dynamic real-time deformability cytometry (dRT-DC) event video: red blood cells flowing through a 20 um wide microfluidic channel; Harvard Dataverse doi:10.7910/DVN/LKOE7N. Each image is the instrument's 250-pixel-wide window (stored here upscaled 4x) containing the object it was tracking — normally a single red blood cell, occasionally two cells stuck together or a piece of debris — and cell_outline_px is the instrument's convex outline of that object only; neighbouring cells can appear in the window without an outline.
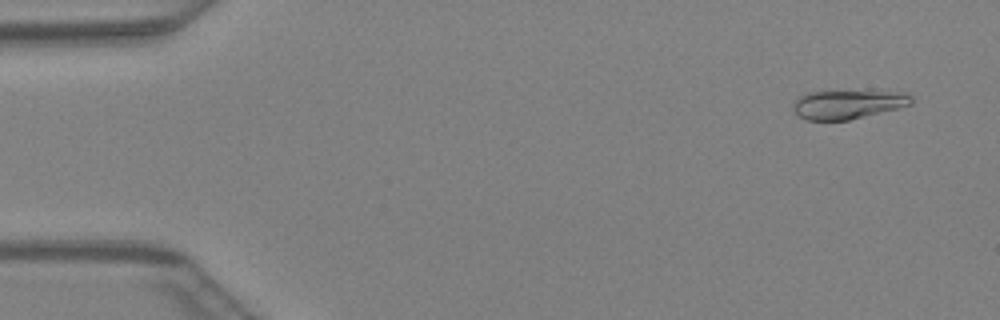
{"species": "Egyptian fruit bat (a non-hibernating species)", "species_latin": "Rousettus aegyptiacus", "temperature_condition": "warm", "stored_images_in_passage": 44, "camera_frame_rate_fps": 3000, "um_per_image_px": 0.085, "animal": {"sex": "female"}, "frame": {"image": 1, "passage_image": 1, "time_ms": 0.0, "image_size_px": [1000, 320], "cell_outline_px": [[912, 104], [900, 108], [848, 120], [808, 120], [800, 116], [792, 108], [792, 104], [804, 92], [908, 92], [912, 96]], "centroid_in_image_um": [72.09, 8.88], "position_along_channel_um": 12.9, "area_um2": 19.65}}
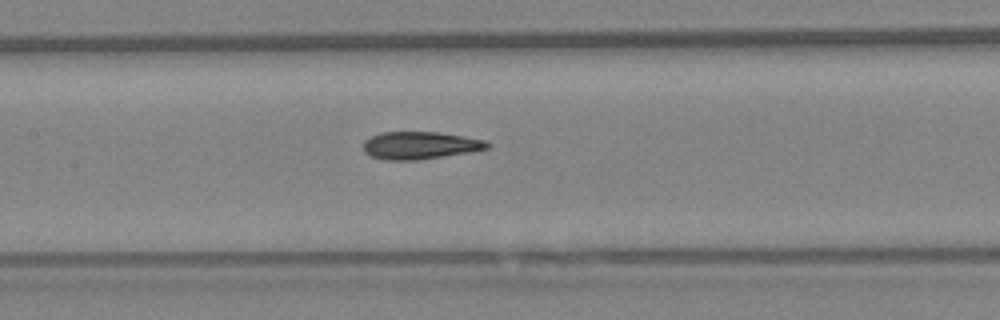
{"frame": {"image": 2, "passage_image": 20, "time_ms": 6.333, "image_size_px": [1000, 320], "cell_outline_px": [[492, 144], [488, 148], [468, 152], [416, 160], [384, 160], [372, 156], [364, 152], [364, 140], [380, 132], [440, 132], [488, 140]], "centroid_in_image_um": [35.72, 12.35], "position_along_channel_um": 171.7, "area_um2": 19.88}}
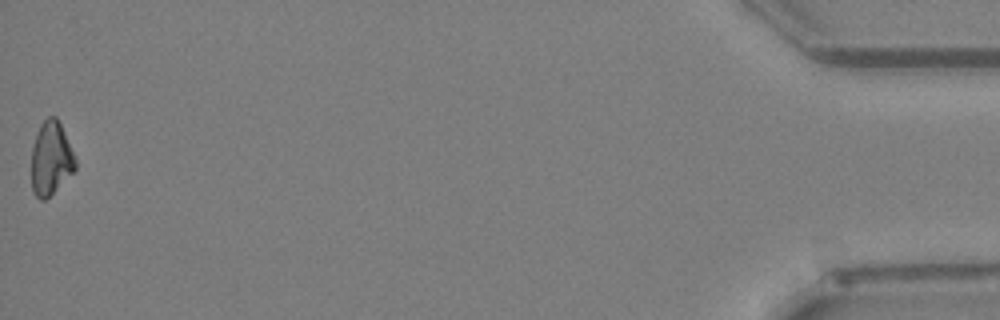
{"frame": {"image": 3, "passage_image": 44, "time_ms": 14.333, "image_size_px": [1000, 320], "cell_outline_px": [[76, 168], [44, 200], [40, 200], [32, 192], [32, 148], [40, 124], [48, 116], [56, 116], [64, 132], [76, 160]], "centroid_in_image_um": [4.31, 13.45], "position_along_channel_um": 430.9, "area_um2": 18.32}}